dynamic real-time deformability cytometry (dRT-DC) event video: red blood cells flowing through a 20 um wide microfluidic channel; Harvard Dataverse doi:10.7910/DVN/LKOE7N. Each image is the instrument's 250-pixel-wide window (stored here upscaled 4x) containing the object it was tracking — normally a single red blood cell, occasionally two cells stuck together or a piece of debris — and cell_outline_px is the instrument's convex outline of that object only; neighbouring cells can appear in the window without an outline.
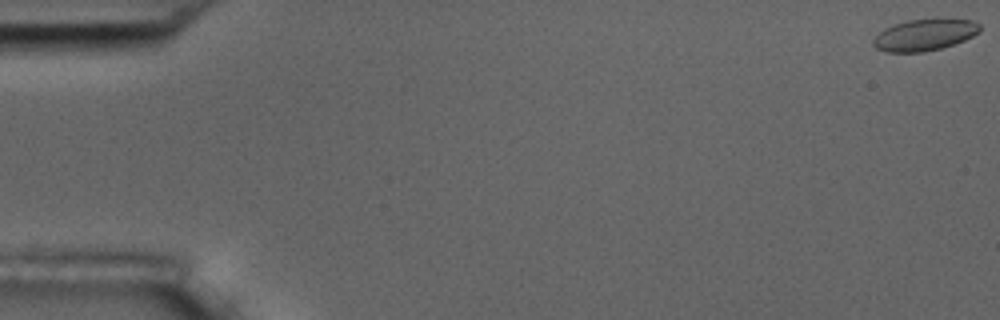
{"species": "common noctule bat (a hibernating species)", "species_latin": "Nyctalus noctula", "temperature_condition": "room temperature", "stored_images_in_passage": 16, "camera_frame_rate_fps": 3000, "um_per_image_px": 0.085, "animal": {"sex": "male", "body_mass_g": 17.5, "forearm_length_mm": 52.3}, "frame": {"image": 1, "passage_image": 1, "time_ms": 0.0, "image_size_px": [1000, 320], "cell_outline_px": [[980, 32], [964, 40], [940, 48], [924, 52], [884, 52], [876, 48], [872, 44], [872, 40], [884, 28], [908, 20], [936, 16], [972, 20], [980, 24]], "centroid_in_image_um": [78.61, 2.92], "position_along_channel_um": 6.4, "area_um2": 20.11}}
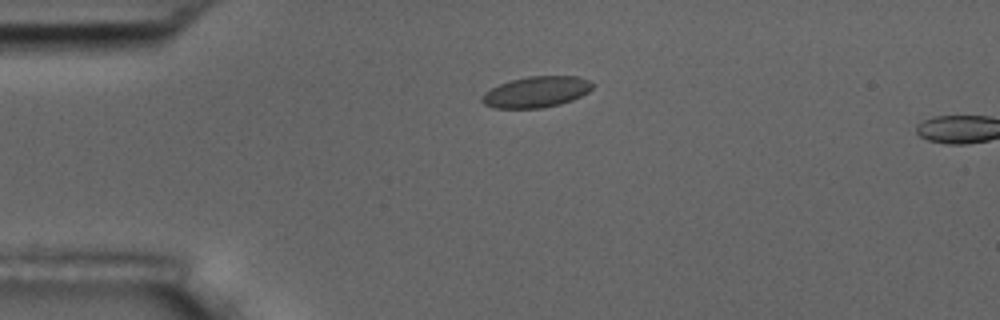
{"frame": {"image": 2, "passage_image": 14, "time_ms": 4.333, "image_size_px": [1000, 320], "cell_outline_px": [[596, 84], [588, 92], [572, 100], [560, 104], [540, 108], [496, 108], [484, 104], [480, 100], [484, 92], [500, 84], [512, 80], [528, 76], [580, 76]], "centroid_in_image_um": [45.61, 7.81], "position_along_channel_um": 39.4, "area_um2": 19.94}}